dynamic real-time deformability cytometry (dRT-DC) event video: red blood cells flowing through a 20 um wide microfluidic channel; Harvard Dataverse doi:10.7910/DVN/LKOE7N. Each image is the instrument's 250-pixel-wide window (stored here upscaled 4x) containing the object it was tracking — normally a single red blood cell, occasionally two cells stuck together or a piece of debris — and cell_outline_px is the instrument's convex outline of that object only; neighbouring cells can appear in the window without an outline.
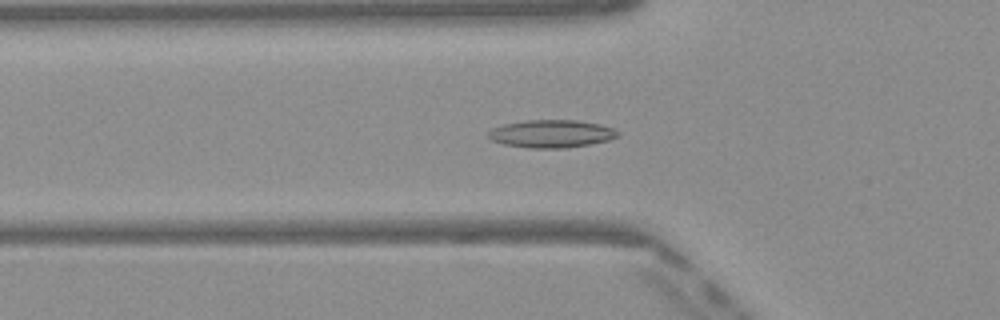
{"species": "Egyptian fruit bat (a non-hibernating species)", "species_latin": "Rousettus aegyptiacus", "temperature_condition": "warm", "stored_images_in_passage": 49, "camera_frame_rate_fps": 3000, "um_per_image_px": 0.085, "frame": {"image": 1, "passage_image": 16, "time_ms": 5.0, "image_size_px": [1000, 320], "cell_outline_px": [[620, 136], [608, 140], [592, 144], [564, 148], [528, 148], [504, 144], [492, 140], [488, 136], [488, 132], [492, 128], [504, 124], [528, 120], [576, 120], [600, 124], [612, 128], [620, 132]], "centroid_in_image_um": [46.9, 11.37], "position_along_channel_um": 78.9, "area_um2": 20.98}}
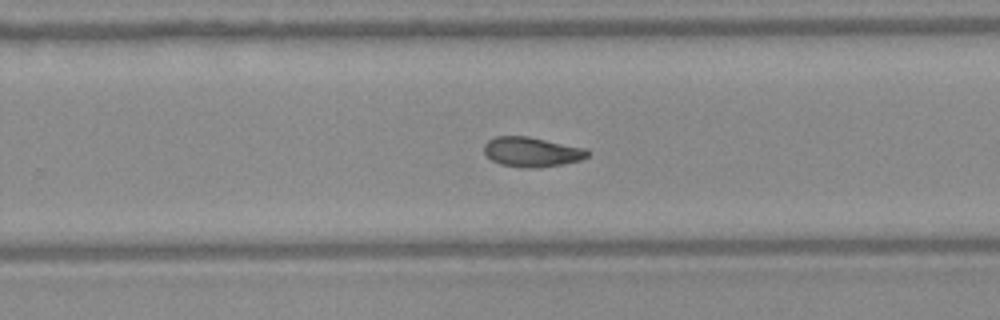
{"frame": {"image": 2, "passage_image": 31, "time_ms": 10.0, "image_size_px": [1000, 320], "cell_outline_px": [[588, 156], [580, 160], [564, 164], [540, 168], [524, 168], [500, 164], [492, 160], [484, 152], [484, 144], [488, 140], [496, 136], [528, 136], [588, 148]], "centroid_in_image_um": [45.22, 12.91], "position_along_channel_um": 284.6, "area_um2": 18.15}}
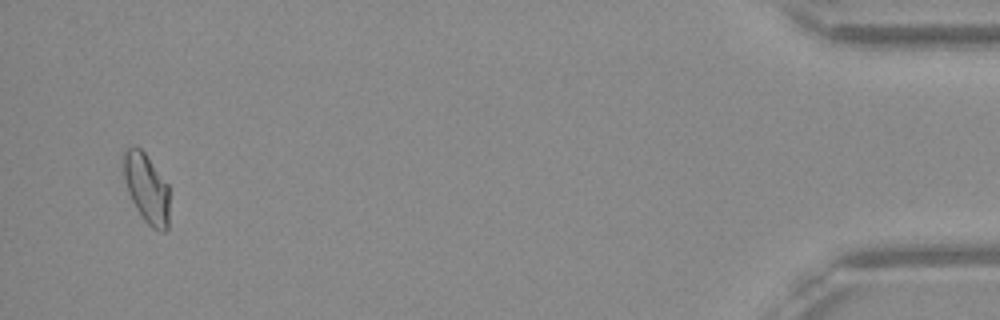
{"frame": {"image": 3, "passage_image": 47, "time_ms": 15.333, "image_size_px": [1000, 320], "cell_outline_px": [[168, 228], [164, 232], [160, 232], [152, 228], [144, 220], [136, 208], [128, 192], [124, 176], [124, 152], [132, 144], [140, 148], [144, 152], [168, 184]], "centroid_in_image_um": [12.46, 16.01], "position_along_channel_um": 422.7, "area_um2": 18.38}, "authors_computed_cell_mechanics": {"area_um2": 18.4382, "velocity_mm_per_s": 4.1015, "shape_relaxation_time_tau1_ms": null, "shape_relaxation_time_tau2_ms": 6.1135, "deformation_change_tau1": null, "deformation_change_tau2": 0.1286}}